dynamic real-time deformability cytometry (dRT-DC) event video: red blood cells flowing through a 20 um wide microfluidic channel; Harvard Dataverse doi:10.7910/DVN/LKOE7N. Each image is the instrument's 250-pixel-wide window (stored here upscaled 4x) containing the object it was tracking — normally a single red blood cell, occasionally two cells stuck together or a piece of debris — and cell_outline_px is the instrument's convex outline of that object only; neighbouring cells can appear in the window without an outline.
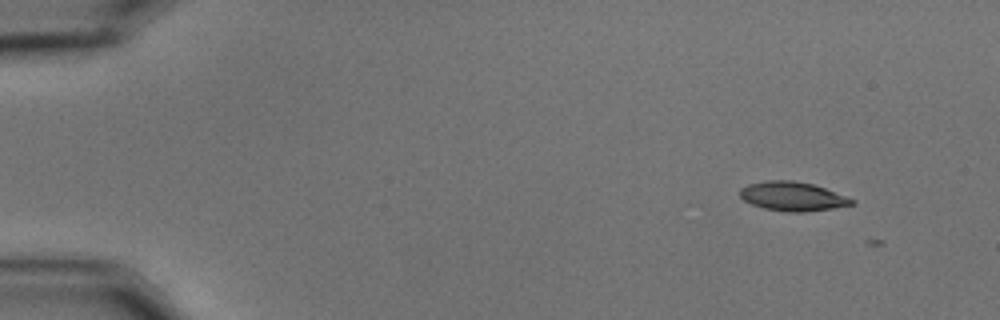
{"species": "common noctule bat (a hibernating species)", "species_latin": "Nyctalus noctula", "temperature_condition": "cold", "stored_images_in_passage": 4, "camera_frame_rate_fps": 3000, "um_per_image_px": 0.085, "animal": {"sex": "male", "body_mass_g": 15.6}, "frame": {"image": 1, "passage_image": 2, "time_ms": 0.333, "image_size_px": [1000, 320], "cell_outline_px": [[856, 204], [832, 208], [804, 212], [788, 212], [764, 208], [752, 204], [744, 200], [740, 196], [740, 188], [748, 184], [768, 180], [792, 180], [812, 184], [824, 188], [856, 200]], "centroid_in_image_um": [67.37, 16.69], "position_along_channel_um": 17.6, "area_um2": 18.84}}